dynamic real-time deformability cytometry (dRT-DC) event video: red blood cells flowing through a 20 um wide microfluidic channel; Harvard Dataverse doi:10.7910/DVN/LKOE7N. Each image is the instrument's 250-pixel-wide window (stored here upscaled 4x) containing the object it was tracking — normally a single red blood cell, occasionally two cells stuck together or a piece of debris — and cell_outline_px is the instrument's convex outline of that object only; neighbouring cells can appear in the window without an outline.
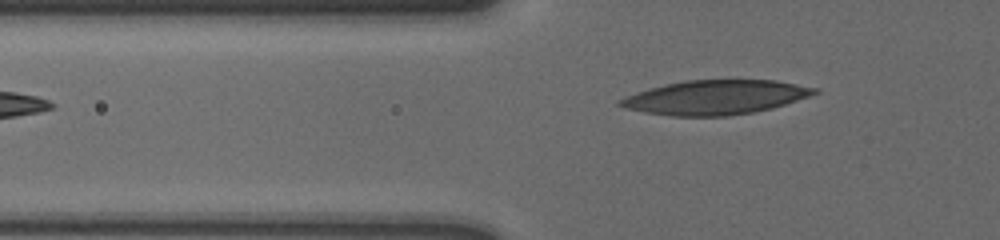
{"species": "human", "species_latin": "Homo sapiens", "temperature_condition": "cold", "stored_images_in_passage": 29, "camera_frame_rate_fps": 3000, "um_per_image_px": 0.085, "donor": {"sex": "male"}, "frame": {"image": 1, "passage_image": 3, "time_ms": 0.667, "image_size_px": [1000, 240], "cell_outline_px": [[820, 92], [772, 108], [752, 112], [728, 116], [672, 116], [624, 108], [616, 104], [616, 100], [624, 96], [652, 88], [684, 80], [776, 80], [820, 88]], "centroid_in_image_um": [60.81, 8.27], "position_along_channel_um": 65.0, "area_um2": 38.67}}
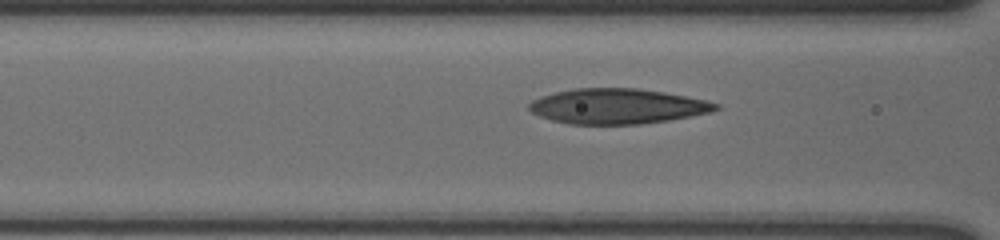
{"frame": {"image": 2, "passage_image": 8, "time_ms": 2.333, "image_size_px": [1000, 240], "cell_outline_px": [[720, 108], [708, 112], [668, 120], [640, 124], [568, 124], [552, 120], [540, 116], [532, 112], [528, 108], [528, 104], [532, 100], [540, 96], [556, 92], [576, 88], [636, 88], [664, 92], [704, 100], [720, 104]], "centroid_in_image_um": [52.42, 9.03], "position_along_channel_um": 114.2, "area_um2": 37.97}}
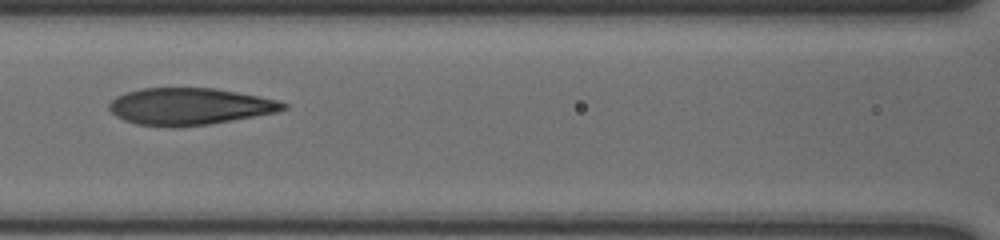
{"frame": {"image": 3, "passage_image": 11, "time_ms": 3.333, "image_size_px": [1000, 240], "cell_outline_px": [[288, 108], [276, 112], [212, 124], [180, 128], [172, 128], [136, 124], [124, 120], [116, 116], [108, 108], [108, 104], [116, 96], [140, 88], [216, 88], [276, 100], [288, 104]], "centroid_in_image_um": [16.08, 9.06], "position_along_channel_um": 150.5, "area_um2": 37.63}}